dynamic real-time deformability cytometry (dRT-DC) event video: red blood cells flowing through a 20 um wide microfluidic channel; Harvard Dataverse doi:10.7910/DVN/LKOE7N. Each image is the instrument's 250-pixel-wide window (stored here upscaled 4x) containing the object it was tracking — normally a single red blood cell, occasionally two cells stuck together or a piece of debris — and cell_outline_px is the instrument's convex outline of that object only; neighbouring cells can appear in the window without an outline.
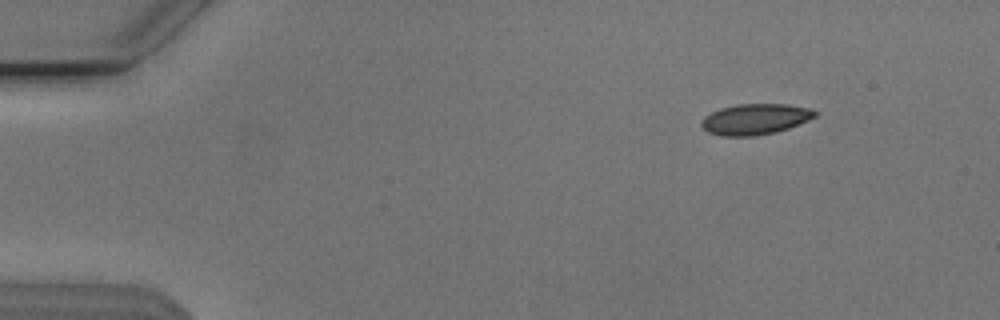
{"species": "Egyptian fruit bat (a non-hibernating species)", "species_latin": "Rousettus aegyptiacus", "temperature_condition": "cold", "stored_images_in_passage": 48, "camera_frame_rate_fps": 3000, "um_per_image_px": 0.085, "animal": {"sex": "male"}, "frame": {"image": 1, "passage_image": 1, "time_ms": 0.0, "image_size_px": [1000, 320], "cell_outline_px": [[820, 112], [816, 116], [808, 120], [788, 128], [776, 132], [756, 136], [720, 136], [708, 132], [700, 124], [700, 120], [704, 116], [720, 108], [736, 104], [788, 104], [812, 108]], "centroid_in_image_um": [64.2, 10.12], "position_along_channel_um": 20.8, "area_um2": 20.63}}
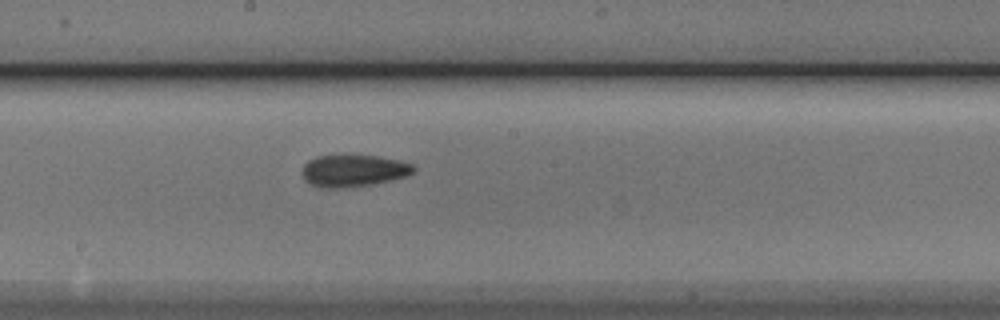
{"frame": {"image": 2, "passage_image": 24, "time_ms": 7.667, "image_size_px": [1000, 320], "cell_outline_px": [[416, 168], [408, 176], [392, 180], [372, 184], [344, 188], [320, 188], [308, 184], [304, 180], [300, 172], [304, 164], [308, 160], [316, 156], [344, 152], [352, 152], [400, 160], [412, 164]], "centroid_in_image_um": [29.98, 14.46], "position_along_channel_um": 218.2, "area_um2": 21.96}}
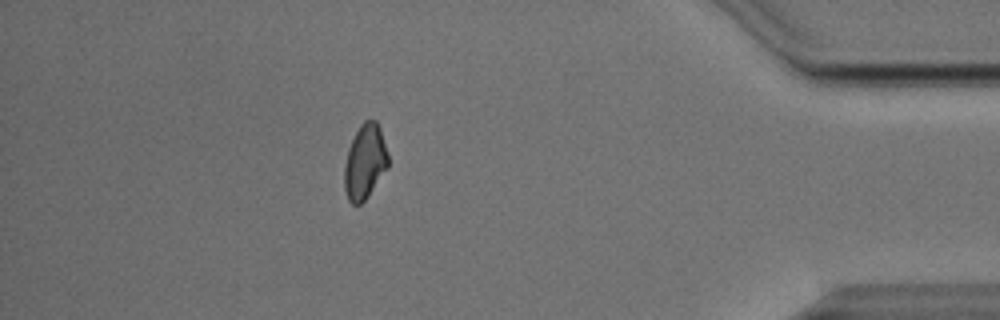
{"frame": {"image": 3, "passage_image": 42, "time_ms": 13.667, "image_size_px": [1000, 320], "cell_outline_px": [[388, 168], [368, 196], [360, 204], [352, 204], [348, 200], [344, 188], [344, 164], [348, 148], [360, 124], [364, 120], [376, 120], [380, 128], [388, 156]], "centroid_in_image_um": [31.01, 13.76], "position_along_channel_um": 404.2, "area_um2": 19.07}, "authors_computed_cell_mechanics": {"area_um2": 20.0277, "velocity_mm_per_s": 3.8132, "shape_relaxation_time_tau1_ms": 8.6966, "shape_relaxation_time_tau2_ms": 4.7495, "deformation_change_tau1": 0.1566, "deformation_change_tau2": 0.0946}}